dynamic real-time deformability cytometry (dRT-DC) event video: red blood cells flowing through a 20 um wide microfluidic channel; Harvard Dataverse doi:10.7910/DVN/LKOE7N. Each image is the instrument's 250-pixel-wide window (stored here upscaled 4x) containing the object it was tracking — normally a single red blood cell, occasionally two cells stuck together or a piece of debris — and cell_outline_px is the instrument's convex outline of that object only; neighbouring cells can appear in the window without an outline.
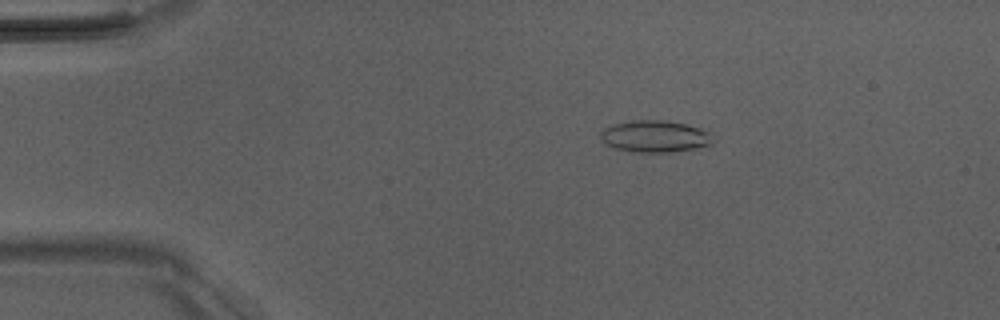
{"species": "Egyptian fruit bat (a non-hibernating species)", "species_latin": "Rousettus aegyptiacus", "temperature_condition": "room temperature", "stored_images_in_passage": 51, "camera_frame_rate_fps": 3000, "um_per_image_px": 0.085, "animal": {"sex": "male"}, "frame": {"image": 1, "passage_image": 10, "time_ms": 3.0, "image_size_px": [1000, 320], "cell_outline_px": [[712, 144], [692, 148], [668, 152], [632, 152], [616, 148], [600, 140], [600, 132], [604, 128], [612, 124], [628, 120], [668, 120], [688, 124], [712, 132]], "centroid_in_image_um": [55.65, 11.56], "position_along_channel_um": 29.3, "area_um2": 20.98}}
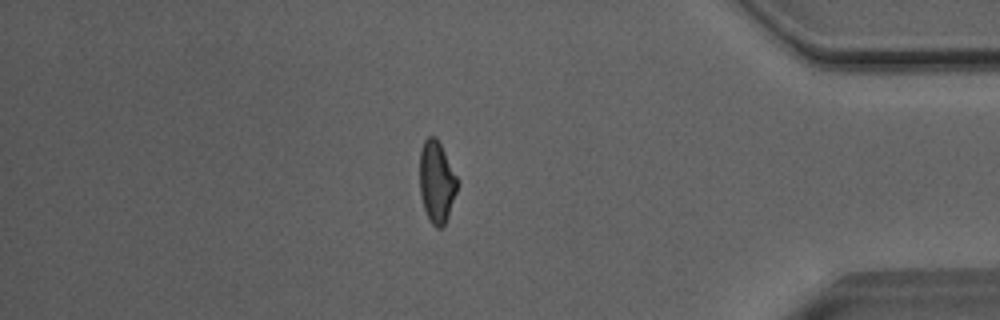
{"frame": {"image": 2, "passage_image": 44, "time_ms": 14.333, "image_size_px": [1000, 320], "cell_outline_px": [[460, 184], [448, 216], [444, 224], [440, 228], [436, 228], [428, 220], [420, 196], [420, 148], [424, 140], [428, 136], [436, 136], [460, 180]], "centroid_in_image_um": [37.13, 15.45], "position_along_channel_um": 398.1, "area_um2": 18.38}}
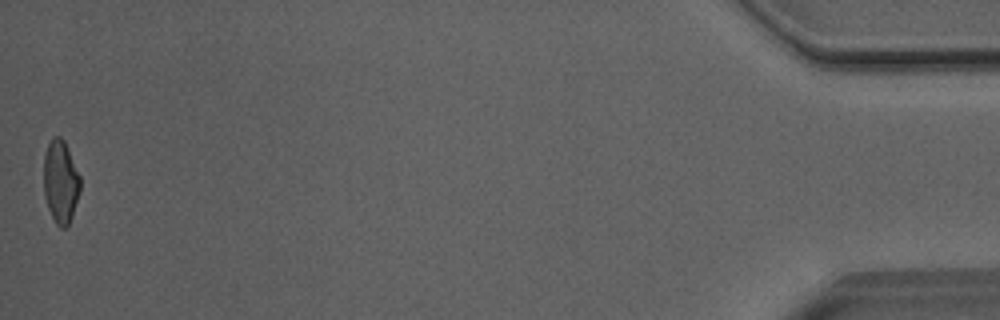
{"frame": {"image": 3, "passage_image": 51, "time_ms": 16.667, "image_size_px": [1000, 320], "cell_outline_px": [[80, 192], [72, 216], [68, 224], [64, 228], [60, 228], [56, 224], [48, 208], [44, 196], [44, 156], [48, 144], [52, 136], [60, 136], [64, 140], [80, 176]], "centroid_in_image_um": [5.15, 15.44], "position_along_channel_um": 430.1, "area_um2": 17.63}, "authors_computed_cell_mechanics": {"area_um2": 18.9006, "velocity_mm_per_s": 4.0953, "shape_relaxation_time_tau1_ms": 9.7799, "shape_relaxation_time_tau2_ms": 1.5746, "deformation_change_tau1": 0.2489, "deformation_change_tau2": 0.0878}}